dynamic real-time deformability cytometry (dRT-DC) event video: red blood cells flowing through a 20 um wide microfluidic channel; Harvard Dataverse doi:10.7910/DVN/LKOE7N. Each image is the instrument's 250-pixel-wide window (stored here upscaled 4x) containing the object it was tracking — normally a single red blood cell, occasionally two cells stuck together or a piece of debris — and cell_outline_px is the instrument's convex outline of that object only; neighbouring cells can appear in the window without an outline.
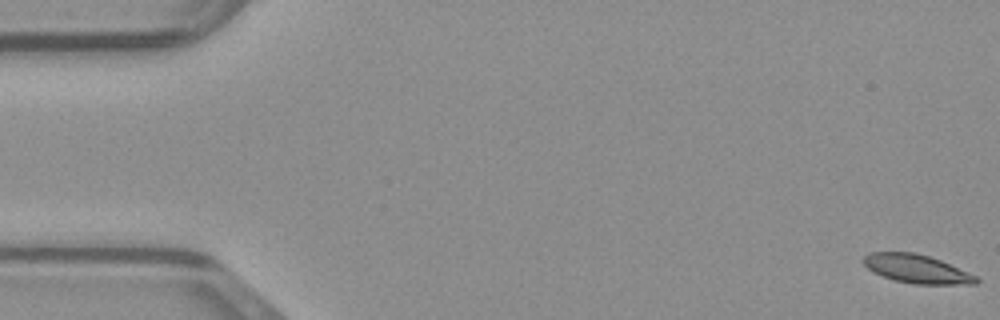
{"species": "common noctule bat (a hibernating species)", "species_latin": "Nyctalus noctula", "temperature_condition": "warm", "stored_images_in_passage": 50, "camera_frame_rate_fps": 3000, "um_per_image_px": 0.085, "animal": {"sex": "male", "body_mass_g": 23.1, "forearm_length_mm": 52.7}, "frame": {"image": 1, "passage_image": 1, "time_ms": 0.0, "image_size_px": [1000, 320], "cell_outline_px": [[980, 280], [976, 284], [916, 284], [896, 280], [872, 272], [860, 260], [868, 252], [916, 252], [940, 260], [976, 276]], "centroid_in_image_um": [77.88, 22.84], "position_along_channel_um": 7.1, "area_um2": 18.61}}
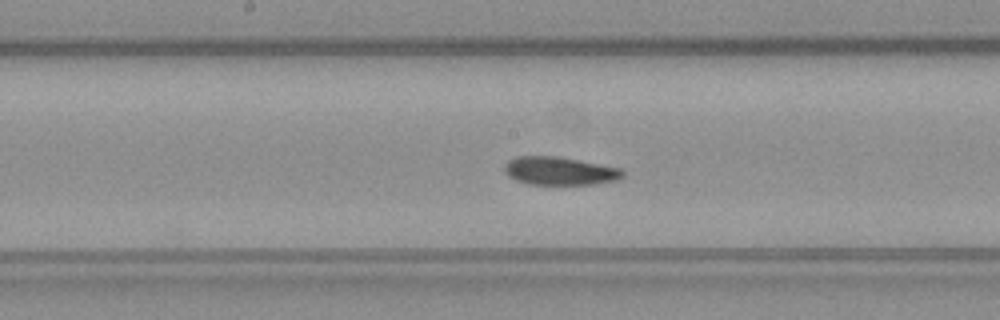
{"frame": {"image": 2, "passage_image": 25, "time_ms": 8.0, "image_size_px": [1000, 320], "cell_outline_px": [[624, 176], [616, 180], [592, 184], [528, 184], [516, 180], [508, 176], [504, 168], [504, 164], [508, 160], [516, 156], [556, 156], [620, 168], [624, 172]], "centroid_in_image_um": [47.53, 14.53], "position_along_channel_um": 200.7, "area_um2": 19.25}}
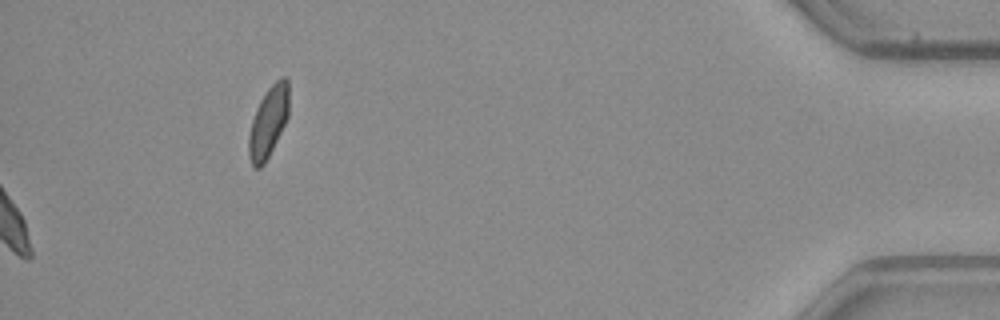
{"frame": {"image": 3, "passage_image": 50, "time_ms": 16.333, "image_size_px": [1000, 320], "cell_outline_px": [[288, 116], [264, 164], [260, 168], [252, 168], [248, 156], [248, 136], [252, 120], [256, 108], [260, 100], [268, 88], [280, 76], [288, 76]], "centroid_in_image_um": [22.79, 10.35], "position_along_channel_um": 412.4, "area_um2": 16.53}}